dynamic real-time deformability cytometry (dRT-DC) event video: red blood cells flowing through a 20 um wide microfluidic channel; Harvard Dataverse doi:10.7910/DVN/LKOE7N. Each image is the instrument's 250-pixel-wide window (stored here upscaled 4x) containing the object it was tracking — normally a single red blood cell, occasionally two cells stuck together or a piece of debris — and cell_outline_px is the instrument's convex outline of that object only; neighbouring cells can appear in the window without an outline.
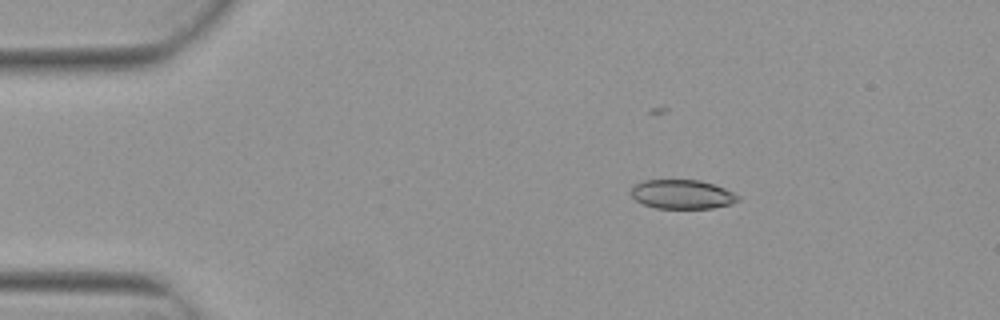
{"species": "Egyptian fruit bat (a non-hibernating species)", "species_latin": "Rousettus aegyptiacus", "temperature_condition": "warm", "stored_images_in_passage": 3, "camera_frame_rate_fps": 3000, "um_per_image_px": 0.085, "animal": {"sex": "female"}, "frame": {"image": 1, "passage_image": 2, "time_ms": 0.333, "image_size_px": [1000, 320], "cell_outline_px": [[740, 200], [732, 204], [712, 208], [656, 208], [644, 204], [636, 200], [628, 192], [636, 184], [644, 180], [700, 180], [724, 188], [740, 196]], "centroid_in_image_um": [57.99, 16.52], "position_along_channel_um": 27.0, "area_um2": 18.15}}